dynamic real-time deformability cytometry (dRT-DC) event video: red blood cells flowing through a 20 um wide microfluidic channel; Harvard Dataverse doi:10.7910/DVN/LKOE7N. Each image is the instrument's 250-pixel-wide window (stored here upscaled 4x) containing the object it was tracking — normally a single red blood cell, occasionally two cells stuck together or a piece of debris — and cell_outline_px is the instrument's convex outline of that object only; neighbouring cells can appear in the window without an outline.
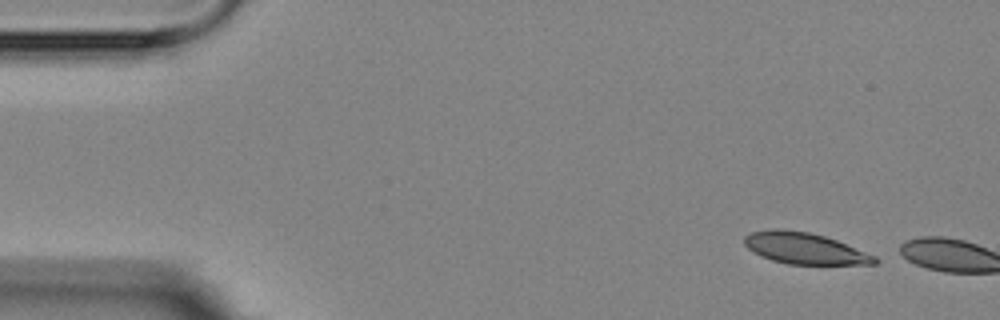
{"species": "Egyptian fruit bat (a non-hibernating species)", "species_latin": "Rousettus aegyptiacus", "temperature_condition": "room temperature", "stored_images_in_passage": 2, "camera_frame_rate_fps": 3000, "um_per_image_px": 0.085, "animal": {"sex": "female"}, "frame": {"image": 1, "passage_image": 1, "time_ms": 0.0, "image_size_px": [1000, 320], "cell_outline_px": [[880, 260], [876, 264], [788, 264], [772, 260], [760, 256], [752, 252], [744, 244], [744, 236], [752, 232], [768, 228], [780, 228], [808, 232], [824, 236], [836, 240], [876, 256]], "centroid_in_image_um": [68.36, 21.1], "position_along_channel_um": 16.6, "area_um2": 23.87}}